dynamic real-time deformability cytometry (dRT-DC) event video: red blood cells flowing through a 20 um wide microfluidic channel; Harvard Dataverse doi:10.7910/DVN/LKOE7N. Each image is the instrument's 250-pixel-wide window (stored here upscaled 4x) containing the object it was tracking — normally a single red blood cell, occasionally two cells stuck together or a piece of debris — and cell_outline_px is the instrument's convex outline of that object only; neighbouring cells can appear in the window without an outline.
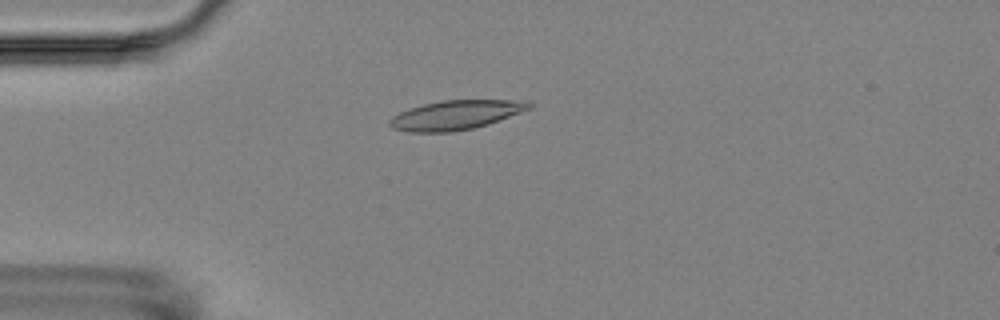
{"species": "Egyptian fruit bat (a non-hibernating species)", "species_latin": "Rousettus aegyptiacus", "temperature_condition": "room temperature", "stored_images_in_passage": 8, "camera_frame_rate_fps": 3000, "um_per_image_px": 0.085, "animal": {"sex": "female"}, "frame": {"image": 1, "passage_image": 4, "time_ms": 4.667, "image_size_px": [1000, 320], "cell_outline_px": [[536, 104], [532, 108], [488, 124], [472, 128], [452, 132], [408, 132], [392, 128], [388, 124], [388, 120], [392, 116], [400, 112], [424, 104], [440, 100], [528, 100]], "centroid_in_image_um": [38.77, 9.77], "position_along_channel_um": 46.2, "area_um2": 23.93}}
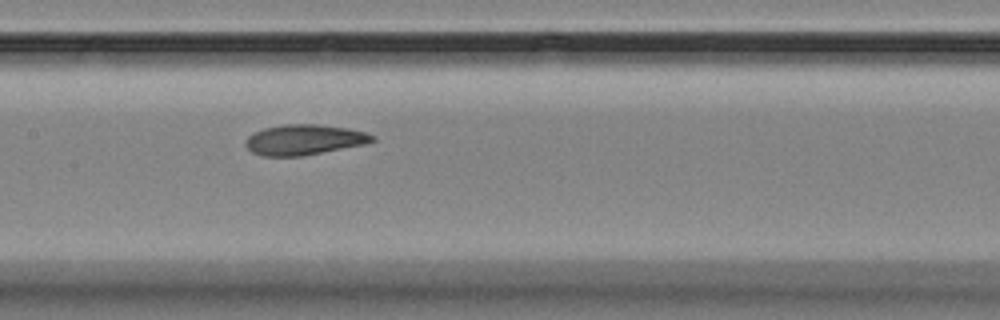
{"frame": {"image": 2, "passage_image": 8, "time_ms": 9.0, "image_size_px": [1000, 320], "cell_outline_px": [[376, 140], [364, 144], [300, 156], [264, 156], [252, 152], [244, 144], [248, 136], [264, 128], [284, 124], [316, 124], [348, 128], [364, 132], [376, 136]], "centroid_in_image_um": [25.85, 11.87], "position_along_channel_um": 181.6, "area_um2": 22.2}}